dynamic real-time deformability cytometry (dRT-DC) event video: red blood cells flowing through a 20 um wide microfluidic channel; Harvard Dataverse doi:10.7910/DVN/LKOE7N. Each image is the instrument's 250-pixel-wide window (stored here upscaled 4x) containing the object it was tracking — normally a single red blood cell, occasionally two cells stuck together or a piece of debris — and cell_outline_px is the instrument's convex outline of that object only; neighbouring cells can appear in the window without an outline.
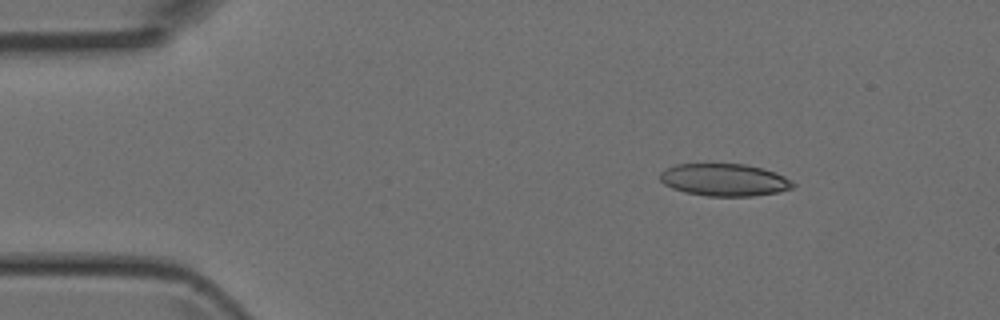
{"species": "Egyptian fruit bat (a non-hibernating species)", "species_latin": "Rousettus aegyptiacus", "temperature_condition": "room temperature", "stored_images_in_passage": 2, "camera_frame_rate_fps": 3000, "um_per_image_px": 0.085, "animal": {"sex": "female"}, "frame": {"image": 1, "passage_image": 1, "time_ms": 0.0, "image_size_px": [1000, 320], "cell_outline_px": [[796, 184], [792, 188], [776, 192], [752, 196], [708, 196], [684, 192], [672, 188], [664, 184], [660, 180], [660, 172], [664, 168], [676, 164], [744, 164], [776, 172], [784, 176]], "centroid_in_image_um": [61.54, 15.28], "position_along_channel_um": 23.5, "area_um2": 25.03}}